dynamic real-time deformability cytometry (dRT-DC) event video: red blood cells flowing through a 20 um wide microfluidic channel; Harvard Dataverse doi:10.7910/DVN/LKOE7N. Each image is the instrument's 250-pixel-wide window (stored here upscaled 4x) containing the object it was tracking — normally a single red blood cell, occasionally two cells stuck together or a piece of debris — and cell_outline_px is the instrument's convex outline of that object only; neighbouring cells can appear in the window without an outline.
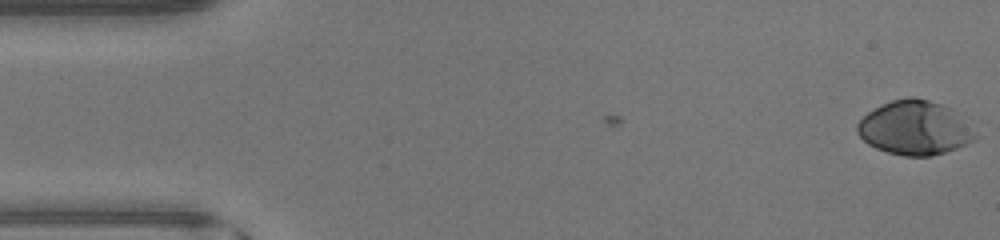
{"species": "human", "species_latin": "Homo sapiens", "temperature_condition": "warm", "stored_images_in_passage": 47, "camera_frame_rate_fps": 3000, "um_per_image_px": 0.085, "donor": {"sex": "male"}, "frame": {"image": 1, "passage_image": 1, "time_ms": 0.0, "image_size_px": [1000, 240], "cell_outline_px": [[976, 140], [968, 144], [932, 156], [904, 156], [888, 152], [876, 148], [868, 144], [856, 132], [856, 124], [868, 112], [892, 100], [908, 96], [912, 96], [928, 100], [952, 108], [976, 136]], "centroid_in_image_um": [77.72, 10.88], "position_along_channel_um": 7.3, "area_um2": 36.76}}
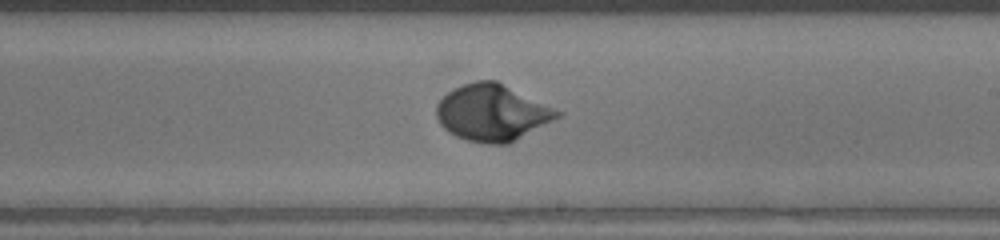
{"frame": {"image": 2, "passage_image": 27, "time_ms": 8.667, "image_size_px": [1000, 240], "cell_outline_px": [[564, 112], [560, 116], [508, 144], [488, 144], [468, 140], [456, 136], [448, 132], [440, 124], [436, 116], [436, 104], [448, 92], [464, 84], [476, 80], [496, 80]], "centroid_in_image_um": [41.83, 9.57], "position_along_channel_um": 247.2, "area_um2": 39.54}}
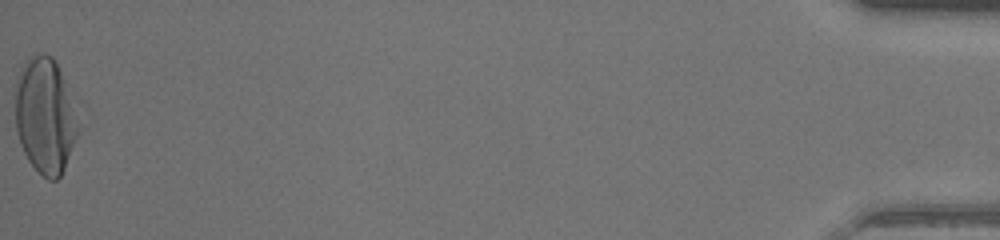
{"frame": {"image": 3, "passage_image": 47, "time_ms": 15.333, "image_size_px": [1000, 240], "cell_outline_px": [[76, 136], [64, 168], [60, 176], [56, 180], [48, 180], [28, 160], [20, 144], [16, 128], [16, 80], [20, 68], [28, 56], [52, 56], [56, 60], [72, 100], [76, 128]], "centroid_in_image_um": [3.79, 9.82], "position_along_channel_um": 431.4, "area_um2": 41.33}, "authors_computed_cell_mechanics": {"area_um2": 36.7608, "velocity_mm_per_s": 4.4331, "shape_relaxation_time_tau1_ms": 2.9452, "shape_relaxation_time_tau2_ms": null, "deformation_change_tau1": 0.191, "deformation_change_tau2": null}}